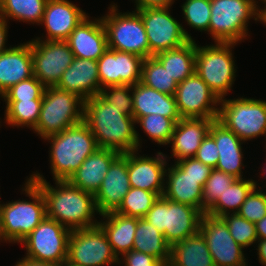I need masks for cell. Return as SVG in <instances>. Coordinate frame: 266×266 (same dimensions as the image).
Returning a JSON list of instances; mask_svg holds the SVG:
<instances>
[{
  "instance_id": "47",
  "label": "cell",
  "mask_w": 266,
  "mask_h": 266,
  "mask_svg": "<svg viewBox=\"0 0 266 266\" xmlns=\"http://www.w3.org/2000/svg\"><path fill=\"white\" fill-rule=\"evenodd\" d=\"M176 163L186 174L193 177H209L212 168L193 158L182 159Z\"/></svg>"
},
{
  "instance_id": "16",
  "label": "cell",
  "mask_w": 266,
  "mask_h": 266,
  "mask_svg": "<svg viewBox=\"0 0 266 266\" xmlns=\"http://www.w3.org/2000/svg\"><path fill=\"white\" fill-rule=\"evenodd\" d=\"M205 237L215 266H248L241 247L231 236L229 228L221 217L204 214L200 230Z\"/></svg>"
},
{
  "instance_id": "54",
  "label": "cell",
  "mask_w": 266,
  "mask_h": 266,
  "mask_svg": "<svg viewBox=\"0 0 266 266\" xmlns=\"http://www.w3.org/2000/svg\"><path fill=\"white\" fill-rule=\"evenodd\" d=\"M14 266H29V258L23 257Z\"/></svg>"
},
{
  "instance_id": "4",
  "label": "cell",
  "mask_w": 266,
  "mask_h": 266,
  "mask_svg": "<svg viewBox=\"0 0 266 266\" xmlns=\"http://www.w3.org/2000/svg\"><path fill=\"white\" fill-rule=\"evenodd\" d=\"M22 191L32 201L17 200L0 206V242L20 243L46 217V202L41 189L27 178Z\"/></svg>"
},
{
  "instance_id": "32",
  "label": "cell",
  "mask_w": 266,
  "mask_h": 266,
  "mask_svg": "<svg viewBox=\"0 0 266 266\" xmlns=\"http://www.w3.org/2000/svg\"><path fill=\"white\" fill-rule=\"evenodd\" d=\"M132 249L152 255L162 263L170 261L171 245L163 233L144 218H137Z\"/></svg>"
},
{
  "instance_id": "46",
  "label": "cell",
  "mask_w": 266,
  "mask_h": 266,
  "mask_svg": "<svg viewBox=\"0 0 266 266\" xmlns=\"http://www.w3.org/2000/svg\"><path fill=\"white\" fill-rule=\"evenodd\" d=\"M120 264H125V266H161L163 263L152 255L132 249L125 253L122 259L119 258Z\"/></svg>"
},
{
  "instance_id": "3",
  "label": "cell",
  "mask_w": 266,
  "mask_h": 266,
  "mask_svg": "<svg viewBox=\"0 0 266 266\" xmlns=\"http://www.w3.org/2000/svg\"><path fill=\"white\" fill-rule=\"evenodd\" d=\"M44 140L50 143V167L54 180H68L99 147L88 125L82 121Z\"/></svg>"
},
{
  "instance_id": "22",
  "label": "cell",
  "mask_w": 266,
  "mask_h": 266,
  "mask_svg": "<svg viewBox=\"0 0 266 266\" xmlns=\"http://www.w3.org/2000/svg\"><path fill=\"white\" fill-rule=\"evenodd\" d=\"M56 87L73 93L84 101L98 95L101 85L97 61L75 57Z\"/></svg>"
},
{
  "instance_id": "57",
  "label": "cell",
  "mask_w": 266,
  "mask_h": 266,
  "mask_svg": "<svg viewBox=\"0 0 266 266\" xmlns=\"http://www.w3.org/2000/svg\"><path fill=\"white\" fill-rule=\"evenodd\" d=\"M264 169L262 170L263 172H261V173H263V176H265V174L264 173H266V166L265 167H263Z\"/></svg>"
},
{
  "instance_id": "53",
  "label": "cell",
  "mask_w": 266,
  "mask_h": 266,
  "mask_svg": "<svg viewBox=\"0 0 266 266\" xmlns=\"http://www.w3.org/2000/svg\"><path fill=\"white\" fill-rule=\"evenodd\" d=\"M259 21L266 26V7L262 8L259 12Z\"/></svg>"
},
{
  "instance_id": "1",
  "label": "cell",
  "mask_w": 266,
  "mask_h": 266,
  "mask_svg": "<svg viewBox=\"0 0 266 266\" xmlns=\"http://www.w3.org/2000/svg\"><path fill=\"white\" fill-rule=\"evenodd\" d=\"M42 191L46 202V217L56 220L70 230L92 227L98 210L94 194L83 191L68 180H55L56 187L35 172L29 177Z\"/></svg>"
},
{
  "instance_id": "38",
  "label": "cell",
  "mask_w": 266,
  "mask_h": 266,
  "mask_svg": "<svg viewBox=\"0 0 266 266\" xmlns=\"http://www.w3.org/2000/svg\"><path fill=\"white\" fill-rule=\"evenodd\" d=\"M135 124H140L144 133L158 145H168L176 123L160 114H149L138 118Z\"/></svg>"
},
{
  "instance_id": "2",
  "label": "cell",
  "mask_w": 266,
  "mask_h": 266,
  "mask_svg": "<svg viewBox=\"0 0 266 266\" xmlns=\"http://www.w3.org/2000/svg\"><path fill=\"white\" fill-rule=\"evenodd\" d=\"M84 122L90 128L99 148L125 154L139 150L142 145L140 134L135 128V118L123 114L99 95L84 102Z\"/></svg>"
},
{
  "instance_id": "17",
  "label": "cell",
  "mask_w": 266,
  "mask_h": 266,
  "mask_svg": "<svg viewBox=\"0 0 266 266\" xmlns=\"http://www.w3.org/2000/svg\"><path fill=\"white\" fill-rule=\"evenodd\" d=\"M143 61L144 58L133 53L108 48L97 60L101 88L139 83Z\"/></svg>"
},
{
  "instance_id": "24",
  "label": "cell",
  "mask_w": 266,
  "mask_h": 266,
  "mask_svg": "<svg viewBox=\"0 0 266 266\" xmlns=\"http://www.w3.org/2000/svg\"><path fill=\"white\" fill-rule=\"evenodd\" d=\"M216 119L181 118L176 122L170 144L175 162L193 158L201 142L208 135L212 122Z\"/></svg>"
},
{
  "instance_id": "6",
  "label": "cell",
  "mask_w": 266,
  "mask_h": 266,
  "mask_svg": "<svg viewBox=\"0 0 266 266\" xmlns=\"http://www.w3.org/2000/svg\"><path fill=\"white\" fill-rule=\"evenodd\" d=\"M84 100L56 86L46 87L33 131L42 139L84 121Z\"/></svg>"
},
{
  "instance_id": "5",
  "label": "cell",
  "mask_w": 266,
  "mask_h": 266,
  "mask_svg": "<svg viewBox=\"0 0 266 266\" xmlns=\"http://www.w3.org/2000/svg\"><path fill=\"white\" fill-rule=\"evenodd\" d=\"M256 0H211L209 34L214 42L238 43L248 35L250 19L259 21ZM259 7V8H258Z\"/></svg>"
},
{
  "instance_id": "13",
  "label": "cell",
  "mask_w": 266,
  "mask_h": 266,
  "mask_svg": "<svg viewBox=\"0 0 266 266\" xmlns=\"http://www.w3.org/2000/svg\"><path fill=\"white\" fill-rule=\"evenodd\" d=\"M67 261L78 266L119 265V259L99 224L71 231Z\"/></svg>"
},
{
  "instance_id": "52",
  "label": "cell",
  "mask_w": 266,
  "mask_h": 266,
  "mask_svg": "<svg viewBox=\"0 0 266 266\" xmlns=\"http://www.w3.org/2000/svg\"><path fill=\"white\" fill-rule=\"evenodd\" d=\"M29 266H59V265L54 263L40 262L29 259Z\"/></svg>"
},
{
  "instance_id": "35",
  "label": "cell",
  "mask_w": 266,
  "mask_h": 266,
  "mask_svg": "<svg viewBox=\"0 0 266 266\" xmlns=\"http://www.w3.org/2000/svg\"><path fill=\"white\" fill-rule=\"evenodd\" d=\"M5 123L10 126L34 129L38 123L42 100H4Z\"/></svg>"
},
{
  "instance_id": "15",
  "label": "cell",
  "mask_w": 266,
  "mask_h": 266,
  "mask_svg": "<svg viewBox=\"0 0 266 266\" xmlns=\"http://www.w3.org/2000/svg\"><path fill=\"white\" fill-rule=\"evenodd\" d=\"M174 96L181 118H218L220 100L196 72L178 83Z\"/></svg>"
},
{
  "instance_id": "8",
  "label": "cell",
  "mask_w": 266,
  "mask_h": 266,
  "mask_svg": "<svg viewBox=\"0 0 266 266\" xmlns=\"http://www.w3.org/2000/svg\"><path fill=\"white\" fill-rule=\"evenodd\" d=\"M203 215L197 208L160 196L144 219L161 231L165 240L173 245L198 233Z\"/></svg>"
},
{
  "instance_id": "48",
  "label": "cell",
  "mask_w": 266,
  "mask_h": 266,
  "mask_svg": "<svg viewBox=\"0 0 266 266\" xmlns=\"http://www.w3.org/2000/svg\"><path fill=\"white\" fill-rule=\"evenodd\" d=\"M136 9L146 7H171L174 0H134Z\"/></svg>"
},
{
  "instance_id": "37",
  "label": "cell",
  "mask_w": 266,
  "mask_h": 266,
  "mask_svg": "<svg viewBox=\"0 0 266 266\" xmlns=\"http://www.w3.org/2000/svg\"><path fill=\"white\" fill-rule=\"evenodd\" d=\"M158 197L160 196L155 192L131 187L115 212L129 217L144 218Z\"/></svg>"
},
{
  "instance_id": "50",
  "label": "cell",
  "mask_w": 266,
  "mask_h": 266,
  "mask_svg": "<svg viewBox=\"0 0 266 266\" xmlns=\"http://www.w3.org/2000/svg\"><path fill=\"white\" fill-rule=\"evenodd\" d=\"M256 243H258L256 250L259 263L266 266V239H258Z\"/></svg>"
},
{
  "instance_id": "55",
  "label": "cell",
  "mask_w": 266,
  "mask_h": 266,
  "mask_svg": "<svg viewBox=\"0 0 266 266\" xmlns=\"http://www.w3.org/2000/svg\"><path fill=\"white\" fill-rule=\"evenodd\" d=\"M59 266H78V265L72 264L69 261L65 260Z\"/></svg>"
},
{
  "instance_id": "40",
  "label": "cell",
  "mask_w": 266,
  "mask_h": 266,
  "mask_svg": "<svg viewBox=\"0 0 266 266\" xmlns=\"http://www.w3.org/2000/svg\"><path fill=\"white\" fill-rule=\"evenodd\" d=\"M181 7L188 26L209 32L211 0H186Z\"/></svg>"
},
{
  "instance_id": "11",
  "label": "cell",
  "mask_w": 266,
  "mask_h": 266,
  "mask_svg": "<svg viewBox=\"0 0 266 266\" xmlns=\"http://www.w3.org/2000/svg\"><path fill=\"white\" fill-rule=\"evenodd\" d=\"M72 230L45 217L20 244L26 249L25 258L60 265L67 260L68 242Z\"/></svg>"
},
{
  "instance_id": "19",
  "label": "cell",
  "mask_w": 266,
  "mask_h": 266,
  "mask_svg": "<svg viewBox=\"0 0 266 266\" xmlns=\"http://www.w3.org/2000/svg\"><path fill=\"white\" fill-rule=\"evenodd\" d=\"M130 189L128 153L120 154L111 163L100 189L94 195L99 215L116 211Z\"/></svg>"
},
{
  "instance_id": "27",
  "label": "cell",
  "mask_w": 266,
  "mask_h": 266,
  "mask_svg": "<svg viewBox=\"0 0 266 266\" xmlns=\"http://www.w3.org/2000/svg\"><path fill=\"white\" fill-rule=\"evenodd\" d=\"M132 100L135 121L149 114H160L175 123L181 119L175 96L159 92L141 82L132 85Z\"/></svg>"
},
{
  "instance_id": "12",
  "label": "cell",
  "mask_w": 266,
  "mask_h": 266,
  "mask_svg": "<svg viewBox=\"0 0 266 266\" xmlns=\"http://www.w3.org/2000/svg\"><path fill=\"white\" fill-rule=\"evenodd\" d=\"M170 9L171 7L135 9L140 14L145 27L150 57L169 49L181 47L190 40H194L182 24L170 15Z\"/></svg>"
},
{
  "instance_id": "51",
  "label": "cell",
  "mask_w": 266,
  "mask_h": 266,
  "mask_svg": "<svg viewBox=\"0 0 266 266\" xmlns=\"http://www.w3.org/2000/svg\"><path fill=\"white\" fill-rule=\"evenodd\" d=\"M258 239H266V216L255 223Z\"/></svg>"
},
{
  "instance_id": "29",
  "label": "cell",
  "mask_w": 266,
  "mask_h": 266,
  "mask_svg": "<svg viewBox=\"0 0 266 266\" xmlns=\"http://www.w3.org/2000/svg\"><path fill=\"white\" fill-rule=\"evenodd\" d=\"M98 224L104 230L113 252L119 259L133 248L137 218L119 214L115 211L100 215ZM105 220V221H104Z\"/></svg>"
},
{
  "instance_id": "44",
  "label": "cell",
  "mask_w": 266,
  "mask_h": 266,
  "mask_svg": "<svg viewBox=\"0 0 266 266\" xmlns=\"http://www.w3.org/2000/svg\"><path fill=\"white\" fill-rule=\"evenodd\" d=\"M257 186L258 184L250 192L237 212L240 217L252 223H256L266 216V192H263V189L260 190V186Z\"/></svg>"
},
{
  "instance_id": "33",
  "label": "cell",
  "mask_w": 266,
  "mask_h": 266,
  "mask_svg": "<svg viewBox=\"0 0 266 266\" xmlns=\"http://www.w3.org/2000/svg\"><path fill=\"white\" fill-rule=\"evenodd\" d=\"M253 179H237L221 194L217 201L206 211L214 217L237 213L250 192L256 187Z\"/></svg>"
},
{
  "instance_id": "36",
  "label": "cell",
  "mask_w": 266,
  "mask_h": 266,
  "mask_svg": "<svg viewBox=\"0 0 266 266\" xmlns=\"http://www.w3.org/2000/svg\"><path fill=\"white\" fill-rule=\"evenodd\" d=\"M140 82L159 92L172 96L175 95L178 86V83L154 56L144 59Z\"/></svg>"
},
{
  "instance_id": "42",
  "label": "cell",
  "mask_w": 266,
  "mask_h": 266,
  "mask_svg": "<svg viewBox=\"0 0 266 266\" xmlns=\"http://www.w3.org/2000/svg\"><path fill=\"white\" fill-rule=\"evenodd\" d=\"M98 95L123 114L133 117L132 85L107 86L101 88Z\"/></svg>"
},
{
  "instance_id": "18",
  "label": "cell",
  "mask_w": 266,
  "mask_h": 266,
  "mask_svg": "<svg viewBox=\"0 0 266 266\" xmlns=\"http://www.w3.org/2000/svg\"><path fill=\"white\" fill-rule=\"evenodd\" d=\"M138 155V156H137ZM168 157L161 151L156 157L141 156L138 150L128 153V178L132 188H140L163 196Z\"/></svg>"
},
{
  "instance_id": "23",
  "label": "cell",
  "mask_w": 266,
  "mask_h": 266,
  "mask_svg": "<svg viewBox=\"0 0 266 266\" xmlns=\"http://www.w3.org/2000/svg\"><path fill=\"white\" fill-rule=\"evenodd\" d=\"M163 196L171 201L187 204L203 213V186L208 177L186 174L176 163L167 167Z\"/></svg>"
},
{
  "instance_id": "41",
  "label": "cell",
  "mask_w": 266,
  "mask_h": 266,
  "mask_svg": "<svg viewBox=\"0 0 266 266\" xmlns=\"http://www.w3.org/2000/svg\"><path fill=\"white\" fill-rule=\"evenodd\" d=\"M221 218L227 224L231 236L244 249L258 240L255 223L240 217L237 213L225 214Z\"/></svg>"
},
{
  "instance_id": "49",
  "label": "cell",
  "mask_w": 266,
  "mask_h": 266,
  "mask_svg": "<svg viewBox=\"0 0 266 266\" xmlns=\"http://www.w3.org/2000/svg\"><path fill=\"white\" fill-rule=\"evenodd\" d=\"M8 22L0 17V53L6 51L8 48L6 47V40L7 38V34H8Z\"/></svg>"
},
{
  "instance_id": "9",
  "label": "cell",
  "mask_w": 266,
  "mask_h": 266,
  "mask_svg": "<svg viewBox=\"0 0 266 266\" xmlns=\"http://www.w3.org/2000/svg\"><path fill=\"white\" fill-rule=\"evenodd\" d=\"M117 8V4H111L108 14L101 17L108 48L133 53L144 59L150 57L149 42L140 14L136 10L122 13Z\"/></svg>"
},
{
  "instance_id": "21",
  "label": "cell",
  "mask_w": 266,
  "mask_h": 266,
  "mask_svg": "<svg viewBox=\"0 0 266 266\" xmlns=\"http://www.w3.org/2000/svg\"><path fill=\"white\" fill-rule=\"evenodd\" d=\"M89 18H84L66 41L74 57L97 61L108 50L107 35L101 17Z\"/></svg>"
},
{
  "instance_id": "25",
  "label": "cell",
  "mask_w": 266,
  "mask_h": 266,
  "mask_svg": "<svg viewBox=\"0 0 266 266\" xmlns=\"http://www.w3.org/2000/svg\"><path fill=\"white\" fill-rule=\"evenodd\" d=\"M209 134L214 138L218 147L219 159L215 169L243 179L242 141L233 131L227 129L217 119L210 126Z\"/></svg>"
},
{
  "instance_id": "28",
  "label": "cell",
  "mask_w": 266,
  "mask_h": 266,
  "mask_svg": "<svg viewBox=\"0 0 266 266\" xmlns=\"http://www.w3.org/2000/svg\"><path fill=\"white\" fill-rule=\"evenodd\" d=\"M120 155L117 151L98 148L88 156L68 181L83 191L96 194L111 163Z\"/></svg>"
},
{
  "instance_id": "26",
  "label": "cell",
  "mask_w": 266,
  "mask_h": 266,
  "mask_svg": "<svg viewBox=\"0 0 266 266\" xmlns=\"http://www.w3.org/2000/svg\"><path fill=\"white\" fill-rule=\"evenodd\" d=\"M33 76L31 42L0 53V97L12 86Z\"/></svg>"
},
{
  "instance_id": "30",
  "label": "cell",
  "mask_w": 266,
  "mask_h": 266,
  "mask_svg": "<svg viewBox=\"0 0 266 266\" xmlns=\"http://www.w3.org/2000/svg\"><path fill=\"white\" fill-rule=\"evenodd\" d=\"M169 263L173 266H215L200 231L171 245Z\"/></svg>"
},
{
  "instance_id": "10",
  "label": "cell",
  "mask_w": 266,
  "mask_h": 266,
  "mask_svg": "<svg viewBox=\"0 0 266 266\" xmlns=\"http://www.w3.org/2000/svg\"><path fill=\"white\" fill-rule=\"evenodd\" d=\"M219 104L217 120L233 131L242 141L266 135L265 100L242 96L228 100L223 98Z\"/></svg>"
},
{
  "instance_id": "31",
  "label": "cell",
  "mask_w": 266,
  "mask_h": 266,
  "mask_svg": "<svg viewBox=\"0 0 266 266\" xmlns=\"http://www.w3.org/2000/svg\"><path fill=\"white\" fill-rule=\"evenodd\" d=\"M195 42V40H190L181 47L154 55L177 83H181L195 72Z\"/></svg>"
},
{
  "instance_id": "20",
  "label": "cell",
  "mask_w": 266,
  "mask_h": 266,
  "mask_svg": "<svg viewBox=\"0 0 266 266\" xmlns=\"http://www.w3.org/2000/svg\"><path fill=\"white\" fill-rule=\"evenodd\" d=\"M88 15L69 0H47L41 20L46 41H66L70 33Z\"/></svg>"
},
{
  "instance_id": "43",
  "label": "cell",
  "mask_w": 266,
  "mask_h": 266,
  "mask_svg": "<svg viewBox=\"0 0 266 266\" xmlns=\"http://www.w3.org/2000/svg\"><path fill=\"white\" fill-rule=\"evenodd\" d=\"M46 87L33 75L8 89L4 100H42Z\"/></svg>"
},
{
  "instance_id": "39",
  "label": "cell",
  "mask_w": 266,
  "mask_h": 266,
  "mask_svg": "<svg viewBox=\"0 0 266 266\" xmlns=\"http://www.w3.org/2000/svg\"><path fill=\"white\" fill-rule=\"evenodd\" d=\"M237 178L233 175L212 169L210 176L203 186V214L217 201L228 187H230Z\"/></svg>"
},
{
  "instance_id": "58",
  "label": "cell",
  "mask_w": 266,
  "mask_h": 266,
  "mask_svg": "<svg viewBox=\"0 0 266 266\" xmlns=\"http://www.w3.org/2000/svg\"><path fill=\"white\" fill-rule=\"evenodd\" d=\"M264 5V7H266V0H261Z\"/></svg>"
},
{
  "instance_id": "45",
  "label": "cell",
  "mask_w": 266,
  "mask_h": 266,
  "mask_svg": "<svg viewBox=\"0 0 266 266\" xmlns=\"http://www.w3.org/2000/svg\"><path fill=\"white\" fill-rule=\"evenodd\" d=\"M194 158L210 166L212 169L216 168L219 159L218 147L214 138L209 133L201 142Z\"/></svg>"
},
{
  "instance_id": "56",
  "label": "cell",
  "mask_w": 266,
  "mask_h": 266,
  "mask_svg": "<svg viewBox=\"0 0 266 266\" xmlns=\"http://www.w3.org/2000/svg\"><path fill=\"white\" fill-rule=\"evenodd\" d=\"M161 266H173L172 264H170L169 262L163 263Z\"/></svg>"
},
{
  "instance_id": "7",
  "label": "cell",
  "mask_w": 266,
  "mask_h": 266,
  "mask_svg": "<svg viewBox=\"0 0 266 266\" xmlns=\"http://www.w3.org/2000/svg\"><path fill=\"white\" fill-rule=\"evenodd\" d=\"M236 43L196 44L195 72L219 100L231 91L236 76L232 49Z\"/></svg>"
},
{
  "instance_id": "14",
  "label": "cell",
  "mask_w": 266,
  "mask_h": 266,
  "mask_svg": "<svg viewBox=\"0 0 266 266\" xmlns=\"http://www.w3.org/2000/svg\"><path fill=\"white\" fill-rule=\"evenodd\" d=\"M31 42L33 75L45 86H56L74 57L67 41H46L37 37Z\"/></svg>"
},
{
  "instance_id": "34",
  "label": "cell",
  "mask_w": 266,
  "mask_h": 266,
  "mask_svg": "<svg viewBox=\"0 0 266 266\" xmlns=\"http://www.w3.org/2000/svg\"><path fill=\"white\" fill-rule=\"evenodd\" d=\"M47 0H0V17L40 25Z\"/></svg>"
}]
</instances>
